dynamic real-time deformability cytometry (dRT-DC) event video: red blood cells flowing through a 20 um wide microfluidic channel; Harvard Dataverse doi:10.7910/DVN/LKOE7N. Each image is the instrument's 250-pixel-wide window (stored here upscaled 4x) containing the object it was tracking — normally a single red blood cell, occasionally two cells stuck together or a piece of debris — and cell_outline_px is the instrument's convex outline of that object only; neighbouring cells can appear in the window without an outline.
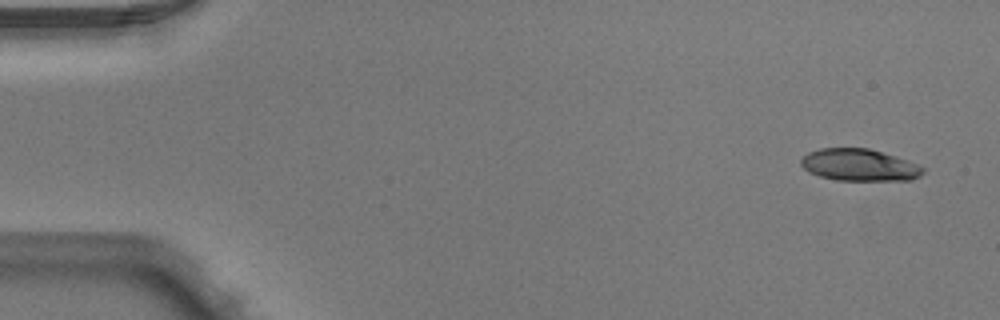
{"species": "Egyptian fruit bat (a non-hibernating species)", "species_latin": "Rousettus aegyptiacus", "temperature_condition": "warm", "stored_images_in_passage": 5, "camera_frame_rate_fps": 3000, "um_per_image_px": 0.085, "animal": {"sex": "male"}, "frame": {"image": 1, "passage_image": 1, "time_ms": 0.0, "image_size_px": [1000, 320], "cell_outline_px": [[924, 172], [920, 176], [912, 180], [836, 180], [820, 176], [808, 172], [800, 164], [800, 160], [808, 152], [820, 148], [868, 148], [896, 156], [916, 164], [924, 168]], "centroid_in_image_um": [73.03, 14.02], "position_along_channel_um": 12.0, "area_um2": 22.72}}
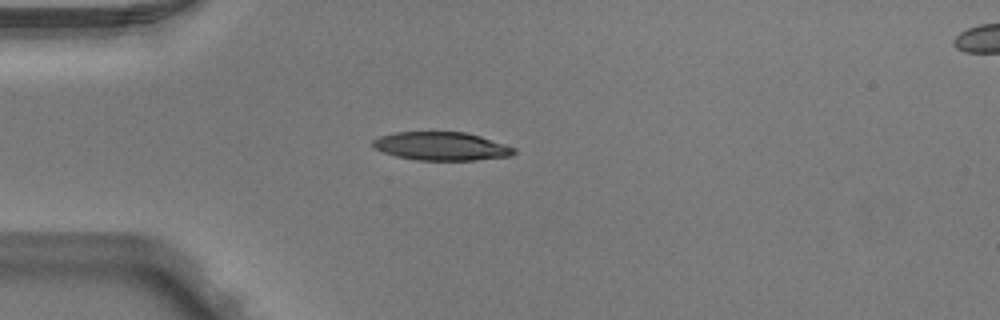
{"frame": {"image": 2, "passage_image": 4, "time_ms": 1.0, "image_size_px": [1000, 320], "cell_outline_px": [[516, 152], [512, 156], [476, 160], [416, 160], [396, 156], [372, 148], [372, 140], [380, 136], [396, 132], [464, 132], [480, 136], [516, 148]], "centroid_in_image_um": [37.51, 12.43], "position_along_channel_um": 47.5, "area_um2": 23.35}}